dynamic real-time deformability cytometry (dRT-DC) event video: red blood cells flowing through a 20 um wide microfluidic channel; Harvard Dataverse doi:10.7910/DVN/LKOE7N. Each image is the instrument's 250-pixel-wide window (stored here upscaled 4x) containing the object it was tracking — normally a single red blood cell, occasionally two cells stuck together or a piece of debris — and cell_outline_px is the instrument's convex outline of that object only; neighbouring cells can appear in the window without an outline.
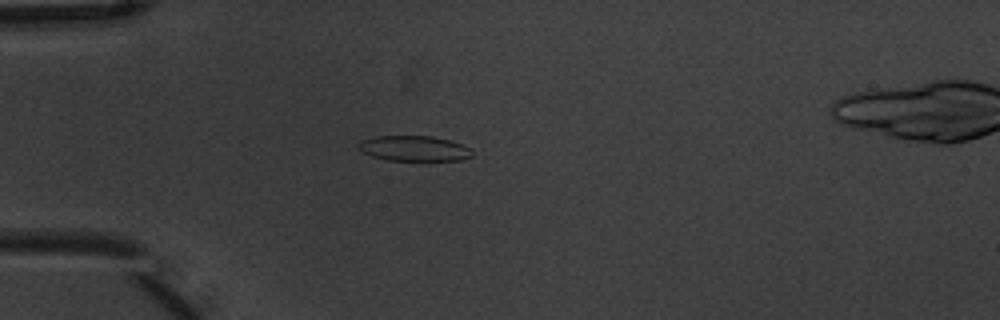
{"species": "common noctule bat (a hibernating species)", "species_latin": "Nyctalus noctula", "temperature_condition": "warm", "stored_images_in_passage": 5, "camera_frame_rate_fps": 3000, "um_per_image_px": 0.085, "animal": {"sex": "male", "body_mass_g": 20.1, "forearm_length_mm": 53.5}, "frame": {"image": 1, "passage_image": 4, "time_ms": 1.0, "image_size_px": [1000, 320], "cell_outline_px": [[472, 156], [460, 160], [388, 160], [372, 156], [364, 152], [360, 148], [360, 140], [376, 136], [432, 136], [448, 140], [472, 148]], "centroid_in_image_um": [35.23, 12.61], "position_along_channel_um": 49.8, "area_um2": 16.53}}